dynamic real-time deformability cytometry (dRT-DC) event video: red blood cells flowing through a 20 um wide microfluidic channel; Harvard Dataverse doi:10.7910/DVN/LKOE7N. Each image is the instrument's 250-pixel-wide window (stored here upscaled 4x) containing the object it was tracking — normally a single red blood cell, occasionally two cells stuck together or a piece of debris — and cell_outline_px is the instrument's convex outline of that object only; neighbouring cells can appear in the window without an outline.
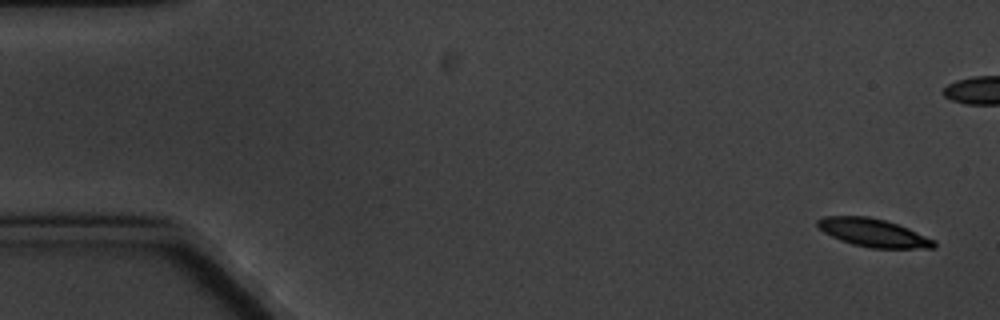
{"species": "common noctule bat (a hibernating species)", "species_latin": "Nyctalus noctula", "temperature_condition": "cold", "stored_images_in_passage": 7, "segment_of_instrument_passage": [2, 2], "camera_frame_rate_fps": 3000, "um_per_image_px": 0.085, "animal": {"sex": "male", "body_mass_g": 20.1, "forearm_length_mm": 53.5}, "frame": {"image": 1, "passage_image": 7, "time_ms": 7.0, "image_size_px": [1000, 320], "cell_outline_px": [[936, 244], [932, 248], [872, 248], [852, 244], [840, 240], [824, 232], [816, 224], [816, 220], [824, 216], [868, 216], [884, 220], [908, 228], [936, 240]], "centroid_in_image_um": [74.22, 19.78], "position_along_channel_um": 10.8, "area_um2": 18.96}}